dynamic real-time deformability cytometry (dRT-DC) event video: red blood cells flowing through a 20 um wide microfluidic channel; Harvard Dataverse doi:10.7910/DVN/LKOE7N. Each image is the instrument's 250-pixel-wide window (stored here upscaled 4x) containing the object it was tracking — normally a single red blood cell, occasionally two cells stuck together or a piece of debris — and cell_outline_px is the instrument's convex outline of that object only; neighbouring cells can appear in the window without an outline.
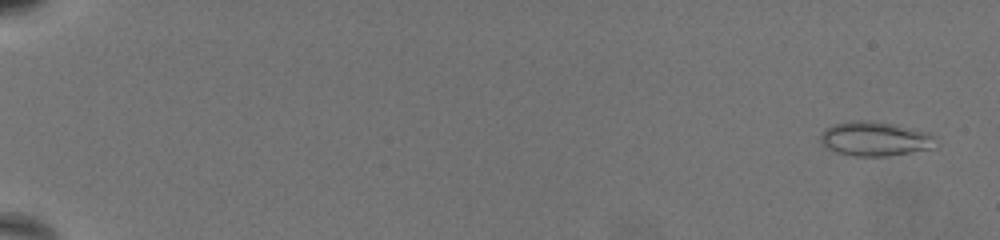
{"species": "common noctule bat (a hibernating species)", "species_latin": "Nyctalus noctula", "temperature_condition": "warm", "stored_images_in_passage": 68, "camera_frame_rate_fps": 3000, "um_per_image_px": 0.085, "animal": {"sex": "female", "body_mass_g": 19.5, "forearm_length_mm": 54.1}, "frame": {"image": 1, "passage_image": 3, "time_ms": 0.667, "image_size_px": [1000, 240], "cell_outline_px": [[936, 136], [932, 148], [888, 156], [856, 156], [836, 152], [824, 148], [820, 144], [820, 136], [832, 124], [852, 120], [872, 120], [896, 124], [916, 128], [932, 132]], "centroid_in_image_um": [74.38, 11.78], "position_along_channel_um": 10.6, "area_um2": 23.47}}
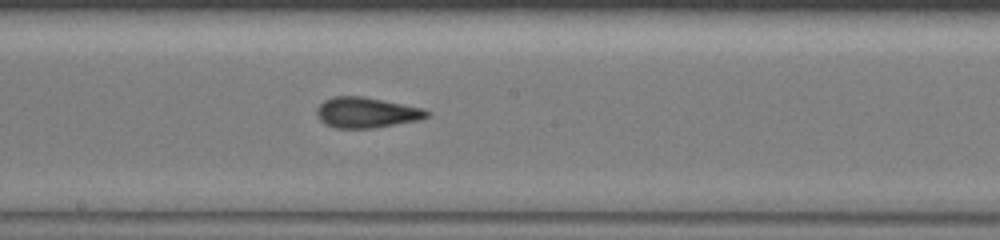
{"frame": {"image": 2, "passage_image": 41, "time_ms": 13.333, "image_size_px": [1000, 240], "cell_outline_px": [[432, 116], [420, 120], [376, 128], [336, 128], [324, 124], [316, 116], [316, 108], [324, 100], [332, 96], [364, 96], [424, 108], [432, 112]], "centroid_in_image_um": [31.18, 9.57], "position_along_channel_um": 217.0, "area_um2": 20.06}}
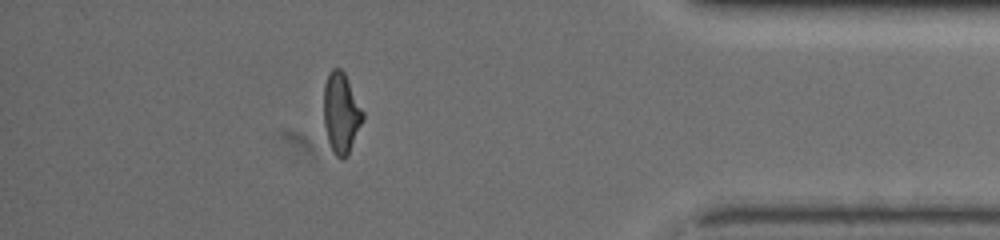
{"frame": {"image": 3, "passage_image": 61, "time_ms": 20.0, "image_size_px": [1000, 240], "cell_outline_px": [[364, 120], [348, 156], [340, 160], [332, 152], [328, 140], [324, 124], [324, 84], [328, 72], [332, 68], [340, 68], [344, 72], [364, 112]], "centroid_in_image_um": [29.0, 9.63], "position_along_channel_um": 406.2, "area_um2": 18.61}, "authors_computed_cell_mechanics": {"area_um2": 19.2474, "velocity_mm_per_s": 3.271, "shape_relaxation_time_tau1_ms": 8.2733, "shape_relaxation_time_tau2_ms": 1.3101, "deformation_change_tau1": 0.2287, "deformation_change_tau2": 0.1013}}